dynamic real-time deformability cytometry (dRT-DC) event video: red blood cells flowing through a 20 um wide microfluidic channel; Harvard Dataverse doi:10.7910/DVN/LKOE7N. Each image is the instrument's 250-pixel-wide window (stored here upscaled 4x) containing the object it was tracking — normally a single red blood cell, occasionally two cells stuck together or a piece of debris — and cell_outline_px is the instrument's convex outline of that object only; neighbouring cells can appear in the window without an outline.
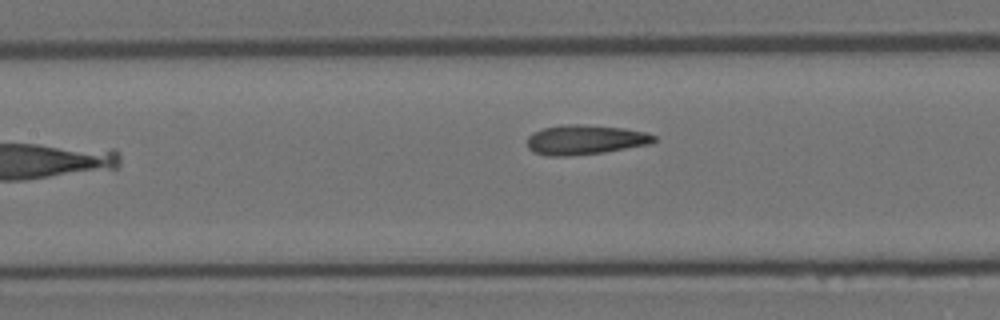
{"species": "Egyptian fruit bat (a non-hibernating species)", "species_latin": "Rousettus aegyptiacus", "temperature_condition": "room temperature", "stored_images_in_passage": 7, "camera_frame_rate_fps": 3000, "um_per_image_px": 0.085, "animal": {"sex": "female"}, "frame": {"image": 1, "passage_image": 6, "time_ms": 1.667, "image_size_px": [1000, 320], "cell_outline_px": [[656, 140], [652, 144], [604, 152], [568, 156], [548, 156], [532, 152], [528, 148], [528, 136], [544, 128], [560, 124], [580, 124], [624, 128], [644, 132], [656, 136]], "centroid_in_image_um": [49.74, 11.88], "position_along_channel_um": 157.7, "area_um2": 21.96}}
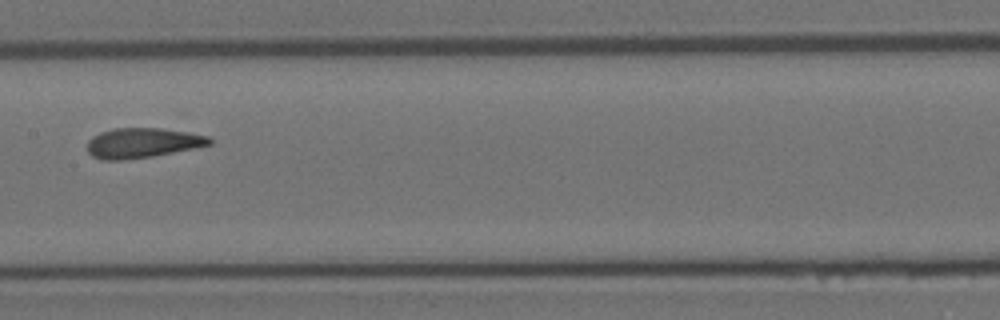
{"frame": {"image": 2, "passage_image": 7, "time_ms": 2.0, "image_size_px": [1000, 320], "cell_outline_px": [[212, 144], [196, 148], [152, 156], [124, 160], [100, 160], [92, 156], [88, 152], [88, 140], [92, 136], [100, 132], [116, 128], [160, 128], [208, 136], [212, 140]], "centroid_in_image_um": [12.08, 12.15], "position_along_channel_um": 195.3, "area_um2": 21.27}}